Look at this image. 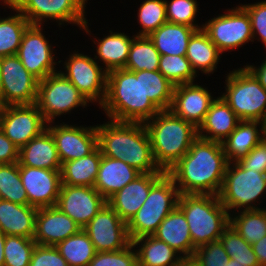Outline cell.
<instances>
[{"label": "cell", "mask_w": 266, "mask_h": 266, "mask_svg": "<svg viewBox=\"0 0 266 266\" xmlns=\"http://www.w3.org/2000/svg\"><path fill=\"white\" fill-rule=\"evenodd\" d=\"M102 155L120 159L140 173H166L156 165L144 123L111 120L96 126Z\"/></svg>", "instance_id": "2"}, {"label": "cell", "mask_w": 266, "mask_h": 266, "mask_svg": "<svg viewBox=\"0 0 266 266\" xmlns=\"http://www.w3.org/2000/svg\"><path fill=\"white\" fill-rule=\"evenodd\" d=\"M19 149L0 129V164L18 162Z\"/></svg>", "instance_id": "50"}, {"label": "cell", "mask_w": 266, "mask_h": 266, "mask_svg": "<svg viewBox=\"0 0 266 266\" xmlns=\"http://www.w3.org/2000/svg\"><path fill=\"white\" fill-rule=\"evenodd\" d=\"M144 125L149 135L154 161L164 172L170 170L198 138V129L171 110L159 111L153 118L144 122Z\"/></svg>", "instance_id": "4"}, {"label": "cell", "mask_w": 266, "mask_h": 266, "mask_svg": "<svg viewBox=\"0 0 266 266\" xmlns=\"http://www.w3.org/2000/svg\"><path fill=\"white\" fill-rule=\"evenodd\" d=\"M265 192L266 174L252 169H243L237 163L227 164L223 185L218 196L228 212L242 208V210L261 209L253 203L258 201Z\"/></svg>", "instance_id": "8"}, {"label": "cell", "mask_w": 266, "mask_h": 266, "mask_svg": "<svg viewBox=\"0 0 266 266\" xmlns=\"http://www.w3.org/2000/svg\"><path fill=\"white\" fill-rule=\"evenodd\" d=\"M89 101L60 72L52 73L38 83L36 105L47 123L55 117L67 114L78 106L85 107Z\"/></svg>", "instance_id": "9"}, {"label": "cell", "mask_w": 266, "mask_h": 266, "mask_svg": "<svg viewBox=\"0 0 266 266\" xmlns=\"http://www.w3.org/2000/svg\"><path fill=\"white\" fill-rule=\"evenodd\" d=\"M81 229V226L56 206L38 208L33 239L38 245L56 246Z\"/></svg>", "instance_id": "21"}, {"label": "cell", "mask_w": 266, "mask_h": 266, "mask_svg": "<svg viewBox=\"0 0 266 266\" xmlns=\"http://www.w3.org/2000/svg\"><path fill=\"white\" fill-rule=\"evenodd\" d=\"M260 126V131L257 126ZM262 134V135H261ZM264 123L260 121H240L237 127L222 142L228 163H236L264 138Z\"/></svg>", "instance_id": "27"}, {"label": "cell", "mask_w": 266, "mask_h": 266, "mask_svg": "<svg viewBox=\"0 0 266 266\" xmlns=\"http://www.w3.org/2000/svg\"><path fill=\"white\" fill-rule=\"evenodd\" d=\"M109 32L110 35L96 42L98 44L96 48L98 57L95 56L96 59L99 58L100 61H103L107 72L125 68L131 42L134 38L133 36L130 39L128 35L121 32L115 33L111 30Z\"/></svg>", "instance_id": "33"}, {"label": "cell", "mask_w": 266, "mask_h": 266, "mask_svg": "<svg viewBox=\"0 0 266 266\" xmlns=\"http://www.w3.org/2000/svg\"><path fill=\"white\" fill-rule=\"evenodd\" d=\"M230 259L245 266H259L257 256L249 244L236 230L229 225L219 238Z\"/></svg>", "instance_id": "39"}, {"label": "cell", "mask_w": 266, "mask_h": 266, "mask_svg": "<svg viewBox=\"0 0 266 266\" xmlns=\"http://www.w3.org/2000/svg\"><path fill=\"white\" fill-rule=\"evenodd\" d=\"M0 193L3 200L28 205V196L21 182L18 162L0 164Z\"/></svg>", "instance_id": "40"}, {"label": "cell", "mask_w": 266, "mask_h": 266, "mask_svg": "<svg viewBox=\"0 0 266 266\" xmlns=\"http://www.w3.org/2000/svg\"><path fill=\"white\" fill-rule=\"evenodd\" d=\"M82 229L96 252L119 251L131 243L127 223L107 203Z\"/></svg>", "instance_id": "15"}, {"label": "cell", "mask_w": 266, "mask_h": 266, "mask_svg": "<svg viewBox=\"0 0 266 266\" xmlns=\"http://www.w3.org/2000/svg\"><path fill=\"white\" fill-rule=\"evenodd\" d=\"M106 203L94 187L61 184L55 206L83 228Z\"/></svg>", "instance_id": "17"}, {"label": "cell", "mask_w": 266, "mask_h": 266, "mask_svg": "<svg viewBox=\"0 0 266 266\" xmlns=\"http://www.w3.org/2000/svg\"><path fill=\"white\" fill-rule=\"evenodd\" d=\"M174 85L159 71H142L144 94L161 111L170 110L173 101Z\"/></svg>", "instance_id": "37"}, {"label": "cell", "mask_w": 266, "mask_h": 266, "mask_svg": "<svg viewBox=\"0 0 266 266\" xmlns=\"http://www.w3.org/2000/svg\"><path fill=\"white\" fill-rule=\"evenodd\" d=\"M228 266H245V265H240L239 263H235V260L230 259L228 261Z\"/></svg>", "instance_id": "55"}, {"label": "cell", "mask_w": 266, "mask_h": 266, "mask_svg": "<svg viewBox=\"0 0 266 266\" xmlns=\"http://www.w3.org/2000/svg\"><path fill=\"white\" fill-rule=\"evenodd\" d=\"M134 246H139L137 251L138 266H177L182 256L153 235L142 236L132 241Z\"/></svg>", "instance_id": "31"}, {"label": "cell", "mask_w": 266, "mask_h": 266, "mask_svg": "<svg viewBox=\"0 0 266 266\" xmlns=\"http://www.w3.org/2000/svg\"><path fill=\"white\" fill-rule=\"evenodd\" d=\"M158 70L174 86L193 83L197 76L186 56L160 55Z\"/></svg>", "instance_id": "41"}, {"label": "cell", "mask_w": 266, "mask_h": 266, "mask_svg": "<svg viewBox=\"0 0 266 266\" xmlns=\"http://www.w3.org/2000/svg\"><path fill=\"white\" fill-rule=\"evenodd\" d=\"M226 92L221 96L241 121H266V90L246 68L226 76Z\"/></svg>", "instance_id": "7"}, {"label": "cell", "mask_w": 266, "mask_h": 266, "mask_svg": "<svg viewBox=\"0 0 266 266\" xmlns=\"http://www.w3.org/2000/svg\"><path fill=\"white\" fill-rule=\"evenodd\" d=\"M227 164L222 143L198 137L166 173L180 194L218 195Z\"/></svg>", "instance_id": "1"}, {"label": "cell", "mask_w": 266, "mask_h": 266, "mask_svg": "<svg viewBox=\"0 0 266 266\" xmlns=\"http://www.w3.org/2000/svg\"><path fill=\"white\" fill-rule=\"evenodd\" d=\"M0 91H1V67H0Z\"/></svg>", "instance_id": "56"}, {"label": "cell", "mask_w": 266, "mask_h": 266, "mask_svg": "<svg viewBox=\"0 0 266 266\" xmlns=\"http://www.w3.org/2000/svg\"><path fill=\"white\" fill-rule=\"evenodd\" d=\"M165 173H141L106 200L107 204L128 223L148 197L151 187Z\"/></svg>", "instance_id": "22"}, {"label": "cell", "mask_w": 266, "mask_h": 266, "mask_svg": "<svg viewBox=\"0 0 266 266\" xmlns=\"http://www.w3.org/2000/svg\"><path fill=\"white\" fill-rule=\"evenodd\" d=\"M101 108L112 120L141 123L160 111L144 94L142 71L124 68L107 73L106 98Z\"/></svg>", "instance_id": "3"}, {"label": "cell", "mask_w": 266, "mask_h": 266, "mask_svg": "<svg viewBox=\"0 0 266 266\" xmlns=\"http://www.w3.org/2000/svg\"><path fill=\"white\" fill-rule=\"evenodd\" d=\"M166 18L169 23L183 24L196 29H202L195 20L198 4L195 0H171L166 1Z\"/></svg>", "instance_id": "44"}, {"label": "cell", "mask_w": 266, "mask_h": 266, "mask_svg": "<svg viewBox=\"0 0 266 266\" xmlns=\"http://www.w3.org/2000/svg\"><path fill=\"white\" fill-rule=\"evenodd\" d=\"M38 208L0 199V230L6 236L33 238Z\"/></svg>", "instance_id": "28"}, {"label": "cell", "mask_w": 266, "mask_h": 266, "mask_svg": "<svg viewBox=\"0 0 266 266\" xmlns=\"http://www.w3.org/2000/svg\"><path fill=\"white\" fill-rule=\"evenodd\" d=\"M264 131H265V136H266V121H265V123H264Z\"/></svg>", "instance_id": "57"}, {"label": "cell", "mask_w": 266, "mask_h": 266, "mask_svg": "<svg viewBox=\"0 0 266 266\" xmlns=\"http://www.w3.org/2000/svg\"><path fill=\"white\" fill-rule=\"evenodd\" d=\"M0 67L2 106L36 103L39 80L24 67L19 57H1Z\"/></svg>", "instance_id": "11"}, {"label": "cell", "mask_w": 266, "mask_h": 266, "mask_svg": "<svg viewBox=\"0 0 266 266\" xmlns=\"http://www.w3.org/2000/svg\"><path fill=\"white\" fill-rule=\"evenodd\" d=\"M3 1L18 14L7 18L0 17V58L17 55L23 33L30 25L29 21L7 0Z\"/></svg>", "instance_id": "34"}, {"label": "cell", "mask_w": 266, "mask_h": 266, "mask_svg": "<svg viewBox=\"0 0 266 266\" xmlns=\"http://www.w3.org/2000/svg\"><path fill=\"white\" fill-rule=\"evenodd\" d=\"M245 67L256 77L260 85L266 90V59L259 68L252 65H246Z\"/></svg>", "instance_id": "52"}, {"label": "cell", "mask_w": 266, "mask_h": 266, "mask_svg": "<svg viewBox=\"0 0 266 266\" xmlns=\"http://www.w3.org/2000/svg\"><path fill=\"white\" fill-rule=\"evenodd\" d=\"M140 174L124 161L102 155L94 188L107 200Z\"/></svg>", "instance_id": "26"}, {"label": "cell", "mask_w": 266, "mask_h": 266, "mask_svg": "<svg viewBox=\"0 0 266 266\" xmlns=\"http://www.w3.org/2000/svg\"><path fill=\"white\" fill-rule=\"evenodd\" d=\"M188 223L195 248L219 240L230 215L218 195L180 194L177 206Z\"/></svg>", "instance_id": "5"}, {"label": "cell", "mask_w": 266, "mask_h": 266, "mask_svg": "<svg viewBox=\"0 0 266 266\" xmlns=\"http://www.w3.org/2000/svg\"><path fill=\"white\" fill-rule=\"evenodd\" d=\"M36 103L2 106L0 129L18 149L47 129Z\"/></svg>", "instance_id": "13"}, {"label": "cell", "mask_w": 266, "mask_h": 266, "mask_svg": "<svg viewBox=\"0 0 266 266\" xmlns=\"http://www.w3.org/2000/svg\"><path fill=\"white\" fill-rule=\"evenodd\" d=\"M132 242L119 251L96 252L88 266H138L137 251Z\"/></svg>", "instance_id": "45"}, {"label": "cell", "mask_w": 266, "mask_h": 266, "mask_svg": "<svg viewBox=\"0 0 266 266\" xmlns=\"http://www.w3.org/2000/svg\"><path fill=\"white\" fill-rule=\"evenodd\" d=\"M202 26L221 53L238 48L250 40L253 41L251 20L241 5L212 18Z\"/></svg>", "instance_id": "12"}, {"label": "cell", "mask_w": 266, "mask_h": 266, "mask_svg": "<svg viewBox=\"0 0 266 266\" xmlns=\"http://www.w3.org/2000/svg\"><path fill=\"white\" fill-rule=\"evenodd\" d=\"M19 166L61 170L57 148L48 129L19 149Z\"/></svg>", "instance_id": "24"}, {"label": "cell", "mask_w": 266, "mask_h": 266, "mask_svg": "<svg viewBox=\"0 0 266 266\" xmlns=\"http://www.w3.org/2000/svg\"><path fill=\"white\" fill-rule=\"evenodd\" d=\"M220 54L222 53L203 29L196 30L189 39L186 58L195 73L201 70L203 73L211 74L217 68Z\"/></svg>", "instance_id": "32"}, {"label": "cell", "mask_w": 266, "mask_h": 266, "mask_svg": "<svg viewBox=\"0 0 266 266\" xmlns=\"http://www.w3.org/2000/svg\"><path fill=\"white\" fill-rule=\"evenodd\" d=\"M160 53L148 36H137L131 42L125 65L129 71H156L159 67Z\"/></svg>", "instance_id": "36"}, {"label": "cell", "mask_w": 266, "mask_h": 266, "mask_svg": "<svg viewBox=\"0 0 266 266\" xmlns=\"http://www.w3.org/2000/svg\"><path fill=\"white\" fill-rule=\"evenodd\" d=\"M196 30L187 25L166 22L148 37L160 55L186 56L189 39Z\"/></svg>", "instance_id": "29"}, {"label": "cell", "mask_w": 266, "mask_h": 266, "mask_svg": "<svg viewBox=\"0 0 266 266\" xmlns=\"http://www.w3.org/2000/svg\"><path fill=\"white\" fill-rule=\"evenodd\" d=\"M238 216L230 215V225L249 244L258 242L266 236V209L243 210Z\"/></svg>", "instance_id": "38"}, {"label": "cell", "mask_w": 266, "mask_h": 266, "mask_svg": "<svg viewBox=\"0 0 266 266\" xmlns=\"http://www.w3.org/2000/svg\"><path fill=\"white\" fill-rule=\"evenodd\" d=\"M55 247L68 266H88L96 255V249L83 229L59 242Z\"/></svg>", "instance_id": "35"}, {"label": "cell", "mask_w": 266, "mask_h": 266, "mask_svg": "<svg viewBox=\"0 0 266 266\" xmlns=\"http://www.w3.org/2000/svg\"><path fill=\"white\" fill-rule=\"evenodd\" d=\"M61 73L84 95L89 102L101 106L106 98L107 71L88 55L73 53L65 62Z\"/></svg>", "instance_id": "14"}, {"label": "cell", "mask_w": 266, "mask_h": 266, "mask_svg": "<svg viewBox=\"0 0 266 266\" xmlns=\"http://www.w3.org/2000/svg\"><path fill=\"white\" fill-rule=\"evenodd\" d=\"M138 11V23H140L142 30L137 36H149L161 25L168 22L165 0H145Z\"/></svg>", "instance_id": "42"}, {"label": "cell", "mask_w": 266, "mask_h": 266, "mask_svg": "<svg viewBox=\"0 0 266 266\" xmlns=\"http://www.w3.org/2000/svg\"><path fill=\"white\" fill-rule=\"evenodd\" d=\"M42 25H29L24 31L17 56L39 81L56 73L53 50L42 33Z\"/></svg>", "instance_id": "16"}, {"label": "cell", "mask_w": 266, "mask_h": 266, "mask_svg": "<svg viewBox=\"0 0 266 266\" xmlns=\"http://www.w3.org/2000/svg\"><path fill=\"white\" fill-rule=\"evenodd\" d=\"M36 246L33 238L6 236L4 245V266H29Z\"/></svg>", "instance_id": "43"}, {"label": "cell", "mask_w": 266, "mask_h": 266, "mask_svg": "<svg viewBox=\"0 0 266 266\" xmlns=\"http://www.w3.org/2000/svg\"><path fill=\"white\" fill-rule=\"evenodd\" d=\"M180 193L173 179L165 173L150 189L148 197L127 223L131 242L153 235L166 216L178 206Z\"/></svg>", "instance_id": "6"}, {"label": "cell", "mask_w": 266, "mask_h": 266, "mask_svg": "<svg viewBox=\"0 0 266 266\" xmlns=\"http://www.w3.org/2000/svg\"><path fill=\"white\" fill-rule=\"evenodd\" d=\"M192 259L198 266H228L230 257L221 241L217 240L197 247Z\"/></svg>", "instance_id": "46"}, {"label": "cell", "mask_w": 266, "mask_h": 266, "mask_svg": "<svg viewBox=\"0 0 266 266\" xmlns=\"http://www.w3.org/2000/svg\"><path fill=\"white\" fill-rule=\"evenodd\" d=\"M241 6L250 17L253 39L257 36L256 34H259V39L266 47V1Z\"/></svg>", "instance_id": "48"}, {"label": "cell", "mask_w": 266, "mask_h": 266, "mask_svg": "<svg viewBox=\"0 0 266 266\" xmlns=\"http://www.w3.org/2000/svg\"><path fill=\"white\" fill-rule=\"evenodd\" d=\"M53 136L61 163L76 160L92 153L98 147L96 126L81 127L68 124L47 125Z\"/></svg>", "instance_id": "18"}, {"label": "cell", "mask_w": 266, "mask_h": 266, "mask_svg": "<svg viewBox=\"0 0 266 266\" xmlns=\"http://www.w3.org/2000/svg\"><path fill=\"white\" fill-rule=\"evenodd\" d=\"M240 121L224 99L221 96L217 97L210 105L203 123L198 128V137L222 143Z\"/></svg>", "instance_id": "23"}, {"label": "cell", "mask_w": 266, "mask_h": 266, "mask_svg": "<svg viewBox=\"0 0 266 266\" xmlns=\"http://www.w3.org/2000/svg\"><path fill=\"white\" fill-rule=\"evenodd\" d=\"M253 252L257 256L259 266H266V236L252 244Z\"/></svg>", "instance_id": "51"}, {"label": "cell", "mask_w": 266, "mask_h": 266, "mask_svg": "<svg viewBox=\"0 0 266 266\" xmlns=\"http://www.w3.org/2000/svg\"><path fill=\"white\" fill-rule=\"evenodd\" d=\"M153 236L164 241L178 254H182L183 259L193 257L196 248L193 246L184 213L178 207L166 216Z\"/></svg>", "instance_id": "25"}, {"label": "cell", "mask_w": 266, "mask_h": 266, "mask_svg": "<svg viewBox=\"0 0 266 266\" xmlns=\"http://www.w3.org/2000/svg\"><path fill=\"white\" fill-rule=\"evenodd\" d=\"M177 266H198L193 259H183Z\"/></svg>", "instance_id": "54"}, {"label": "cell", "mask_w": 266, "mask_h": 266, "mask_svg": "<svg viewBox=\"0 0 266 266\" xmlns=\"http://www.w3.org/2000/svg\"><path fill=\"white\" fill-rule=\"evenodd\" d=\"M31 25H42L44 19L77 24L89 32L85 18L87 0H7ZM86 2V3H85Z\"/></svg>", "instance_id": "10"}, {"label": "cell", "mask_w": 266, "mask_h": 266, "mask_svg": "<svg viewBox=\"0 0 266 266\" xmlns=\"http://www.w3.org/2000/svg\"><path fill=\"white\" fill-rule=\"evenodd\" d=\"M210 92L197 84L186 83L174 87L170 110L197 129L203 123L212 99Z\"/></svg>", "instance_id": "20"}, {"label": "cell", "mask_w": 266, "mask_h": 266, "mask_svg": "<svg viewBox=\"0 0 266 266\" xmlns=\"http://www.w3.org/2000/svg\"><path fill=\"white\" fill-rule=\"evenodd\" d=\"M19 172L28 205L36 208L56 205L62 184L60 170L19 166Z\"/></svg>", "instance_id": "19"}, {"label": "cell", "mask_w": 266, "mask_h": 266, "mask_svg": "<svg viewBox=\"0 0 266 266\" xmlns=\"http://www.w3.org/2000/svg\"><path fill=\"white\" fill-rule=\"evenodd\" d=\"M5 239L6 235L0 230V266L5 265V258H4Z\"/></svg>", "instance_id": "53"}, {"label": "cell", "mask_w": 266, "mask_h": 266, "mask_svg": "<svg viewBox=\"0 0 266 266\" xmlns=\"http://www.w3.org/2000/svg\"><path fill=\"white\" fill-rule=\"evenodd\" d=\"M241 168L266 174V136L243 159L236 162Z\"/></svg>", "instance_id": "49"}, {"label": "cell", "mask_w": 266, "mask_h": 266, "mask_svg": "<svg viewBox=\"0 0 266 266\" xmlns=\"http://www.w3.org/2000/svg\"><path fill=\"white\" fill-rule=\"evenodd\" d=\"M102 152L97 147L92 153L61 166V183L70 186L94 187Z\"/></svg>", "instance_id": "30"}, {"label": "cell", "mask_w": 266, "mask_h": 266, "mask_svg": "<svg viewBox=\"0 0 266 266\" xmlns=\"http://www.w3.org/2000/svg\"><path fill=\"white\" fill-rule=\"evenodd\" d=\"M29 266H68V263L55 246L36 244Z\"/></svg>", "instance_id": "47"}]
</instances>
